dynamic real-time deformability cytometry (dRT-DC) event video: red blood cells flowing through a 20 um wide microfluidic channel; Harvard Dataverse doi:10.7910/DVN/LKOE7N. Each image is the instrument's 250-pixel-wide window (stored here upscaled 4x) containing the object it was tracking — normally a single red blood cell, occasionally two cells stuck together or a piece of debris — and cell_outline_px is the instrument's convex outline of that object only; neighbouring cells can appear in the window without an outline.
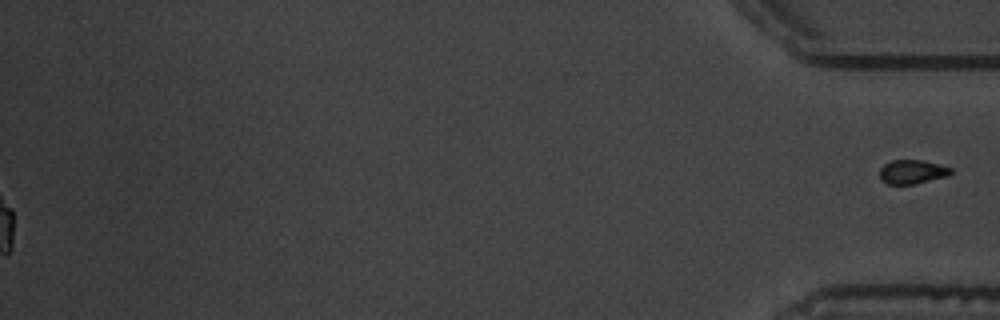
{"species": "common noctule bat (a hibernating species)", "species_latin": "Nyctalus noctula", "temperature_condition": "warm", "stored_images_in_passage": 60, "segment_of_instrument_passage": [2, 2], "camera_frame_rate_fps": 3000, "um_per_image_px": 0.085, "animal": {"sex": "male", "body_mass_g": 19.5, "forearm_length_mm": 54.6}, "frame": {"image": 1, "passage_image": 60, "time_ms": 19.667, "image_size_px": [1000, 320], "cell_outline_px": [[952, 172], [948, 176], [916, 184], [888, 184], [880, 180], [880, 168], [884, 164], [892, 160], [924, 160], [952, 168]], "centroid_in_image_um": [77.54, 14.61], "position_along_channel_um": 357.7, "area_um2": 10.06}}